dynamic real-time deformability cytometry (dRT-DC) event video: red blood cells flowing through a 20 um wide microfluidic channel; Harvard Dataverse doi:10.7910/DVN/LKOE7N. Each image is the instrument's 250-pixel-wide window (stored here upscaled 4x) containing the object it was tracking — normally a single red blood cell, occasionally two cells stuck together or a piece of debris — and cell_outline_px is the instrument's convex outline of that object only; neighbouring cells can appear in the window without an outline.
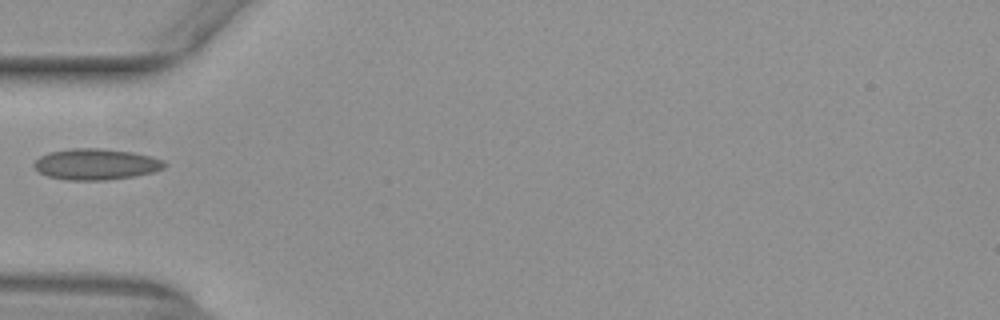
{"species": "common noctule bat (a hibernating species)", "species_latin": "Nyctalus noctula", "temperature_condition": "warm", "stored_images_in_passage": 30, "camera_frame_rate_fps": 3000, "um_per_image_px": 0.085, "animal": {"sex": "female", "body_mass_g": 29.2, "forearm_length_mm": 56.3}, "frame": {"image": 1, "passage_image": 1, "time_ms": 0.0, "image_size_px": [1000, 320], "cell_outline_px": [[168, 164], [164, 168], [152, 172], [136, 176], [108, 180], [64, 180], [48, 176], [40, 172], [32, 164], [40, 156], [48, 152], [72, 148], [100, 148], [132, 152], [152, 156], [164, 160]], "centroid_in_image_um": [8.18, 13.96], "position_along_channel_um": 76.8, "area_um2": 23.81}}
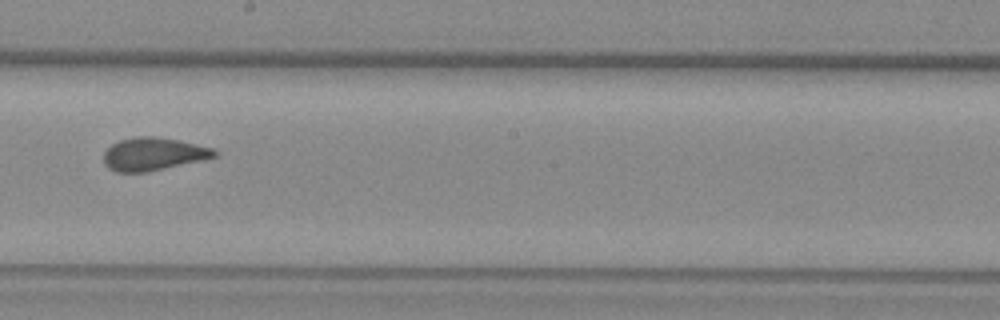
{"frame": {"image": 2, "passage_image": 13, "time_ms": 4.0, "image_size_px": [1000, 320], "cell_outline_px": [[220, 152], [216, 156], [200, 160], [144, 172], [116, 172], [108, 168], [104, 164], [104, 152], [112, 144], [120, 140], [136, 136], [152, 136], [180, 140], [212, 148]], "centroid_in_image_um": [13.01, 13.08], "position_along_channel_um": 235.2, "area_um2": 20.98}}
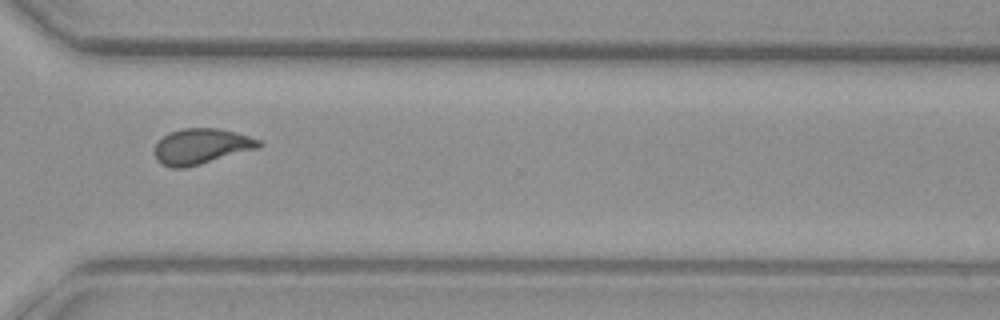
{"frame": {"image": 3, "passage_image": 22, "time_ms": 7.0, "image_size_px": [1000, 320], "cell_outline_px": [[264, 144], [260, 148], [188, 168], [172, 168], [160, 164], [156, 160], [152, 152], [156, 144], [168, 132], [184, 128], [216, 128], [236, 132], [260, 140]], "centroid_in_image_um": [17.1, 12.46], "position_along_channel_um": 353.5, "area_um2": 22.08}}